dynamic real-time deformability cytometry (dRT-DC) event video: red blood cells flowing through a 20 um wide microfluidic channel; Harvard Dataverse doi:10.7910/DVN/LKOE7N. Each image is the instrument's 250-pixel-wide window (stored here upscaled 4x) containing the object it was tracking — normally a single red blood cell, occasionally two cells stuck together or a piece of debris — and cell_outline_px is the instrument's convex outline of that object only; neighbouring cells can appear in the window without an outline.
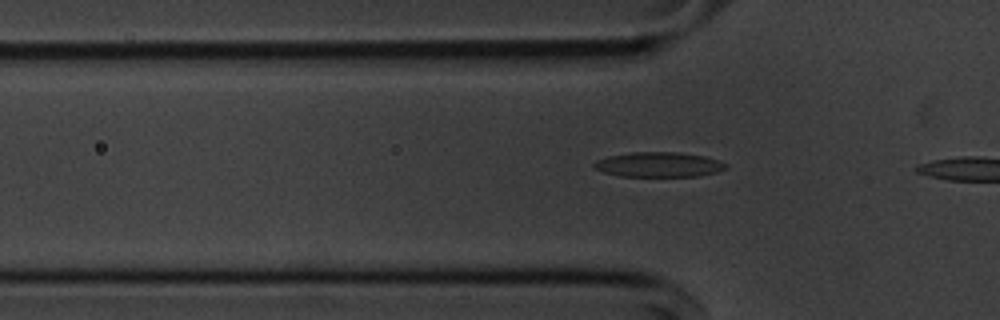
{"species": "common noctule bat (a hibernating species)", "species_latin": "Nyctalus noctula", "temperature_condition": "cold", "stored_images_in_passage": 12, "camera_frame_rate_fps": 3000, "um_per_image_px": 0.085, "animal": {"sex": "male", "body_mass_g": 20.1, "forearm_length_mm": 53.5}, "frame": {"image": 1, "passage_image": 9, "time_ms": 2.667, "image_size_px": [1000, 320], "cell_outline_px": [[728, 168], [716, 172], [696, 176], [620, 176], [604, 172], [592, 168], [592, 164], [596, 160], [608, 156], [632, 152], [680, 152], [704, 156], [728, 164]], "centroid_in_image_um": [55.96, 13.98], "position_along_channel_um": 69.8, "area_um2": 19.13}}